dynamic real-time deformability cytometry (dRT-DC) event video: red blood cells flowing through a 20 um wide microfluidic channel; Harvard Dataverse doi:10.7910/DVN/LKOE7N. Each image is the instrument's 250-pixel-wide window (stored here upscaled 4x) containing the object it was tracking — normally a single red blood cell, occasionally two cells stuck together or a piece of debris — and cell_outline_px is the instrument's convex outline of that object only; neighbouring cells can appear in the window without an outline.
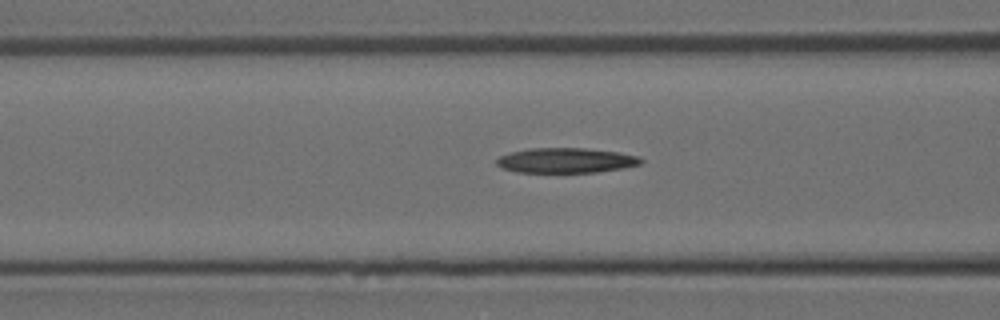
{"species": "Egyptian fruit bat (a non-hibernating species)", "species_latin": "Rousettus aegyptiacus", "temperature_condition": "room temperature", "stored_images_in_passage": 9, "camera_frame_rate_fps": 3000, "um_per_image_px": 0.085, "animal": {"sex": "female"}, "frame": {"image": 1, "passage_image": 7, "time_ms": 2.0, "image_size_px": [1000, 320], "cell_outline_px": [[644, 160], [640, 164], [624, 168], [596, 172], [516, 172], [500, 168], [496, 164], [496, 160], [500, 156], [512, 152], [528, 148], [584, 148], [616, 152], [640, 156]], "centroid_in_image_um": [48.1, 13.64], "position_along_channel_um": 118.5, "area_um2": 21.04}}